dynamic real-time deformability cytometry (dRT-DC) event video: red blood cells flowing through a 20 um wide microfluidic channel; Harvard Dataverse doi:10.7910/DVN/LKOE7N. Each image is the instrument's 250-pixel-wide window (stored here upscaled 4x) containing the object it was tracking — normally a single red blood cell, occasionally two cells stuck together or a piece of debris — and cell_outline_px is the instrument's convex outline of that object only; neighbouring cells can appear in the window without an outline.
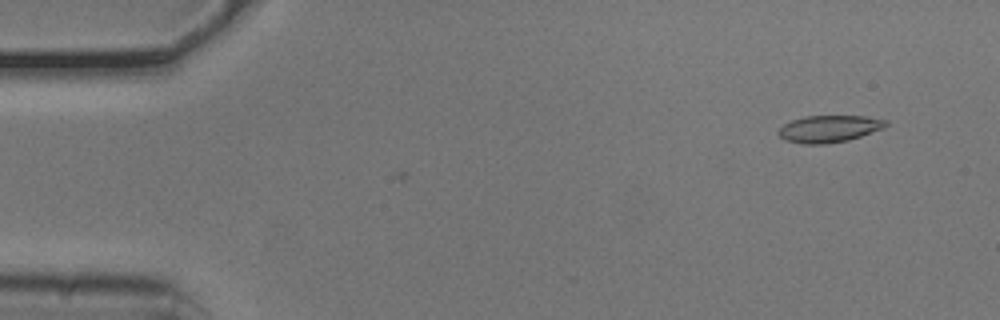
{"species": "common noctule bat (a hibernating species)", "species_latin": "Nyctalus noctula", "temperature_condition": "cold", "stored_images_in_passage": 44, "camera_frame_rate_fps": 3000, "um_per_image_px": 0.085, "animal": {"sex": "male", "body_mass_g": 20.5, "forearm_length_mm": 52.5}, "frame": {"image": 1, "passage_image": 1, "time_ms": 0.0, "image_size_px": [1000, 320], "cell_outline_px": [[888, 124], [884, 128], [848, 140], [828, 144], [804, 144], [784, 140], [776, 132], [784, 124], [792, 120], [804, 116], [864, 116], [888, 120]], "centroid_in_image_um": [70.46, 10.95], "position_along_channel_um": 14.5, "area_um2": 16.94}}
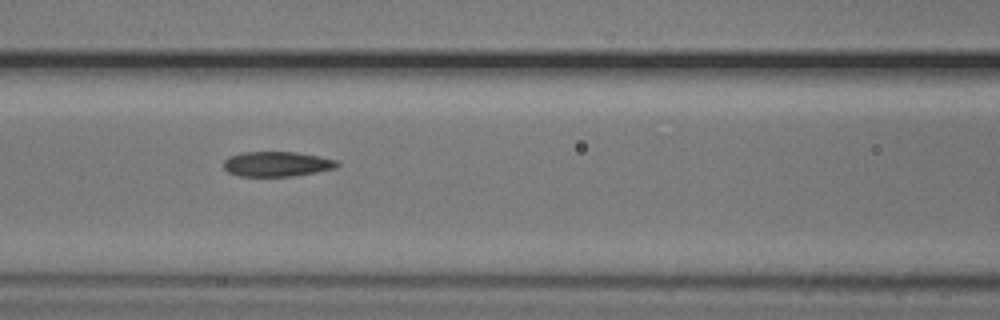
{"frame": {"image": 2, "passage_image": 20, "time_ms": 6.333, "image_size_px": [1000, 320], "cell_outline_px": [[340, 164], [336, 168], [316, 172], [292, 176], [240, 176], [228, 172], [224, 168], [224, 160], [228, 156], [240, 152], [296, 152], [320, 156], [336, 160]], "centroid_in_image_um": [23.53, 13.93], "position_along_channel_um": 143.1, "area_um2": 16.59}}
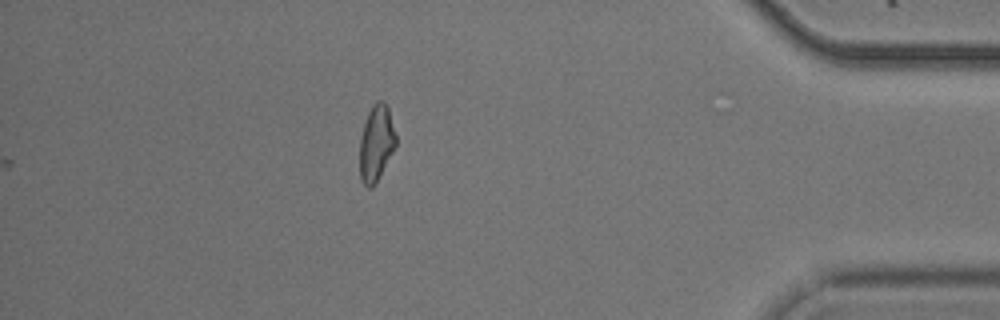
{"frame": {"image": 3, "passage_image": 44, "time_ms": 14.333, "image_size_px": [1000, 320], "cell_outline_px": [[396, 144], [392, 152], [372, 188], [368, 188], [360, 180], [360, 136], [368, 112], [372, 104], [376, 100], [384, 100], [388, 108], [396, 136]], "centroid_in_image_um": [31.96, 12.13], "position_along_channel_um": 403.2, "area_um2": 15.84}, "authors_computed_cell_mechanics": {"area_um2": 16.9932, "velocity_mm_per_s": 3.7917, "shape_relaxation_time_tau1_ms": 8.744, "shape_relaxation_time_tau2_ms": 3.9441, "deformation_change_tau1": 0.2126, "deformation_change_tau2": 0.1008}}